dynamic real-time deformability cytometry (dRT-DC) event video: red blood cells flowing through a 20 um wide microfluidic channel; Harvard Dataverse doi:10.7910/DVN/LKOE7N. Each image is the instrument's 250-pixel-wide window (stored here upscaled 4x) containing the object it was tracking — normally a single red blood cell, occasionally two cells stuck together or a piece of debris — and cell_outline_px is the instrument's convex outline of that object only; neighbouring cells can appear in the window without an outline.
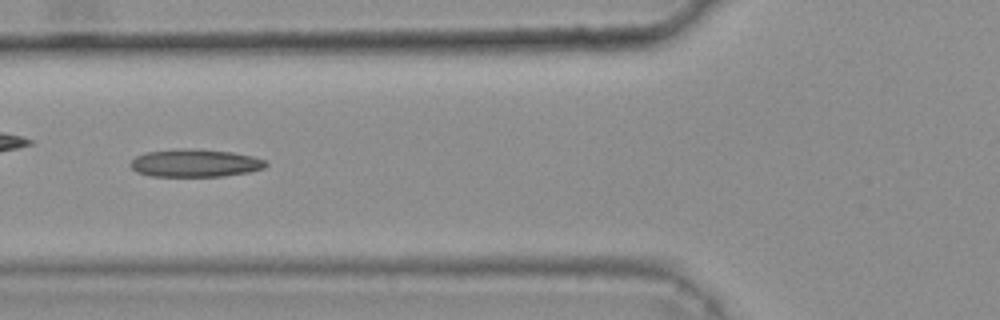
{"species": "common noctule bat (a hibernating species)", "species_latin": "Nyctalus noctula", "temperature_condition": "warm", "stored_images_in_passage": 42, "camera_frame_rate_fps": 3000, "um_per_image_px": 0.085, "animal": {"sex": "female", "body_mass_g": 25.1}, "frame": {"image": 1, "passage_image": 19, "time_ms": 6.0, "image_size_px": [1000, 320], "cell_outline_px": [[268, 164], [264, 168], [248, 172], [224, 176], [152, 176], [136, 172], [132, 168], [132, 160], [136, 156], [144, 152], [180, 148], [192, 148], [232, 152], [252, 156], [264, 160]], "centroid_in_image_um": [16.57, 13.85], "position_along_channel_um": 109.2, "area_um2": 21.91}, "authors_computed_cell_mechanics": {"area_um2": 21.2704, "velocity_mm_per_s": 3.7431, "shape_relaxation_time_tau1_ms": null, "shape_relaxation_time_tau2_ms": 5.1218, "deformation_change_tau1": null, "deformation_change_tau2": 0.1636}}